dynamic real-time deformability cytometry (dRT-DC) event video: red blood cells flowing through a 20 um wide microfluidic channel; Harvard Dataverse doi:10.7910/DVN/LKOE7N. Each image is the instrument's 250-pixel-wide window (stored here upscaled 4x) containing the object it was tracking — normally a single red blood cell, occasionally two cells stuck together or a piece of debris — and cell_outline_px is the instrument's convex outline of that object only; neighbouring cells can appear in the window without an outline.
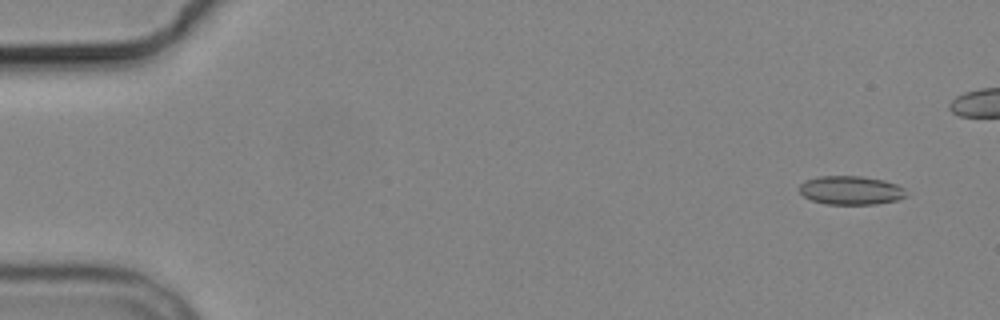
{"species": "common noctule bat (a hibernating species)", "species_latin": "Nyctalus noctula", "temperature_condition": "cold", "stored_images_in_passage": 8, "camera_frame_rate_fps": 3000, "um_per_image_px": 0.085, "animal": {"sex": "male", "body_mass_g": 19.2, "forearm_length_mm": 51.8}, "frame": {"image": 1, "passage_image": 2, "time_ms": 1.0, "image_size_px": [1000, 320], "cell_outline_px": [[908, 196], [896, 200], [876, 204], [828, 204], [812, 200], [804, 196], [800, 192], [800, 184], [804, 180], [820, 176], [860, 176], [884, 180], [896, 184], [904, 188]], "centroid_in_image_um": [72.33, 16.17], "position_along_channel_um": 12.7, "area_um2": 17.86}}